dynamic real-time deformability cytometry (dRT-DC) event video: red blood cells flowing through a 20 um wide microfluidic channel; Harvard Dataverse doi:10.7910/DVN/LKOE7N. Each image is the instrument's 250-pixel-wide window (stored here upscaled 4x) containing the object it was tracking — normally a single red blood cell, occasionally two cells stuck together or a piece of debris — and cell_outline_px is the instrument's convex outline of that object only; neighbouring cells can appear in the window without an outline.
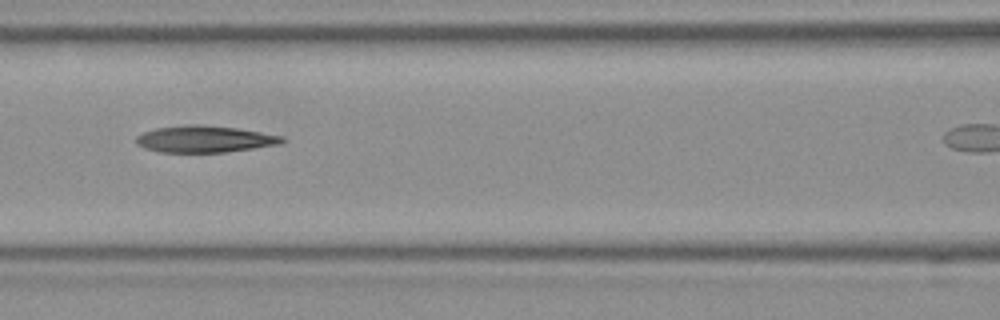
{"species": "Egyptian fruit bat (a non-hibernating species)", "species_latin": "Rousettus aegyptiacus", "temperature_condition": "room temperature", "stored_images_in_passage": 7, "camera_frame_rate_fps": 3000, "um_per_image_px": 0.085, "frame": {"image": 1, "passage_image": 5, "time_ms": 1.333, "image_size_px": [1000, 320], "cell_outline_px": [[288, 140], [280, 144], [224, 152], [160, 152], [144, 148], [136, 144], [136, 136], [144, 132], [156, 128], [188, 124], [200, 124], [236, 128], [284, 136]], "centroid_in_image_um": [17.39, 11.81], "position_along_channel_um": 149.2, "area_um2": 22.72}}